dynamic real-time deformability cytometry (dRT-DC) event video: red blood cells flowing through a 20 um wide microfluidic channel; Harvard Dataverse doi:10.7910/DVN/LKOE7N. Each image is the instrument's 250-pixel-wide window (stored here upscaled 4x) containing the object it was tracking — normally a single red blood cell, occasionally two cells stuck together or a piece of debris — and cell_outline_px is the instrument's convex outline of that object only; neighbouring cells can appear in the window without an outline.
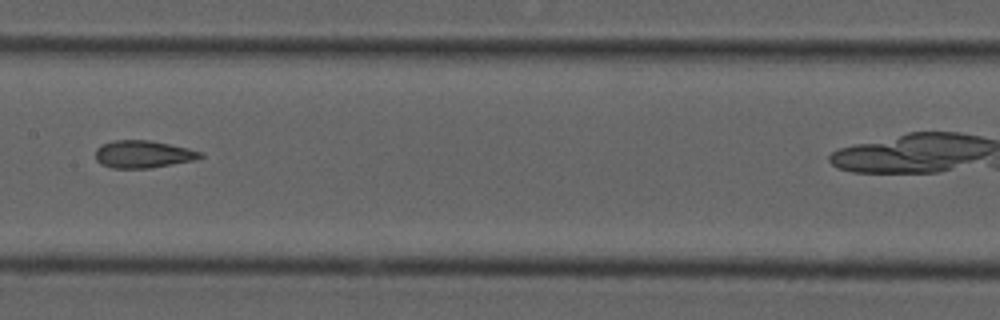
{"species": "common noctule bat (a hibernating species)", "species_latin": "Nyctalus noctula", "temperature_condition": "cold", "stored_images_in_passage": 6, "camera_frame_rate_fps": 3000, "um_per_image_px": 0.085, "animal": {"sex": "male", "forearm_length_mm": 52.5}, "frame": {"image": 1, "passage_image": 6, "time_ms": 1.667, "image_size_px": [1000, 320], "cell_outline_px": [[204, 156], [192, 160], [172, 164], [148, 168], [112, 168], [100, 164], [96, 160], [96, 148], [100, 144], [112, 140], [148, 140], [188, 148], [200, 152]], "centroid_in_image_um": [12.09, 13.1], "position_along_channel_um": 195.3, "area_um2": 16.65}}